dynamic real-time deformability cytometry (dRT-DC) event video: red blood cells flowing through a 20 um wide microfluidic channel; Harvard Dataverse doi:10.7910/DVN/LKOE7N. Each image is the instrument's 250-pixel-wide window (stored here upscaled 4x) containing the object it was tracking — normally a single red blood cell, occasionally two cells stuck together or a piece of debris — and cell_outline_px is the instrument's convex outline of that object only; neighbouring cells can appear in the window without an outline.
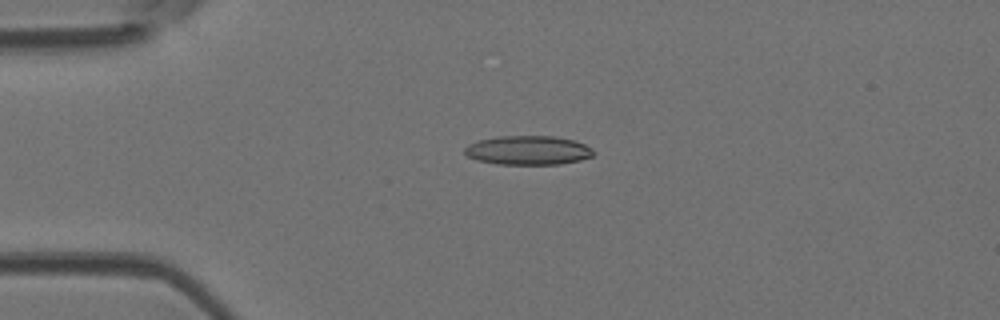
{"species": "Egyptian fruit bat (a non-hibernating species)", "species_latin": "Rousettus aegyptiacus", "temperature_condition": "room temperature", "stored_images_in_passage": 4, "camera_frame_rate_fps": 3000, "um_per_image_px": 0.085, "animal": {"sex": "female"}, "frame": {"image": 1, "passage_image": 2, "time_ms": 0.333, "image_size_px": [1000, 320], "cell_outline_px": [[596, 152], [592, 156], [580, 160], [560, 164], [496, 164], [476, 160], [468, 156], [464, 152], [464, 148], [468, 144], [480, 140], [496, 136], [556, 136], [572, 140], [584, 144], [592, 148]], "centroid_in_image_um": [44.88, 12.77], "position_along_channel_um": 40.1, "area_um2": 21.91}}
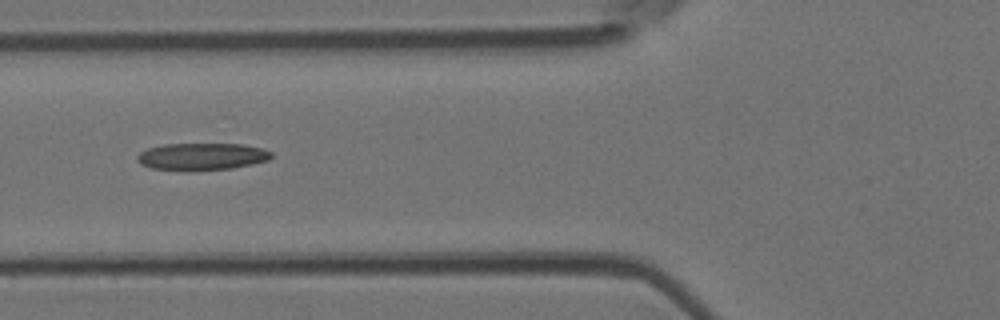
{"frame": {"image": 2, "passage_image": 4, "time_ms": 1.0, "image_size_px": [1000, 320], "cell_outline_px": [[272, 156], [268, 160], [252, 164], [232, 168], [192, 172], [184, 172], [152, 168], [140, 164], [136, 160], [136, 156], [140, 152], [148, 148], [164, 144], [244, 144], [264, 148], [272, 152]], "centroid_in_image_um": [17.14, 13.32], "position_along_channel_um": 108.7, "area_um2": 21.73}}